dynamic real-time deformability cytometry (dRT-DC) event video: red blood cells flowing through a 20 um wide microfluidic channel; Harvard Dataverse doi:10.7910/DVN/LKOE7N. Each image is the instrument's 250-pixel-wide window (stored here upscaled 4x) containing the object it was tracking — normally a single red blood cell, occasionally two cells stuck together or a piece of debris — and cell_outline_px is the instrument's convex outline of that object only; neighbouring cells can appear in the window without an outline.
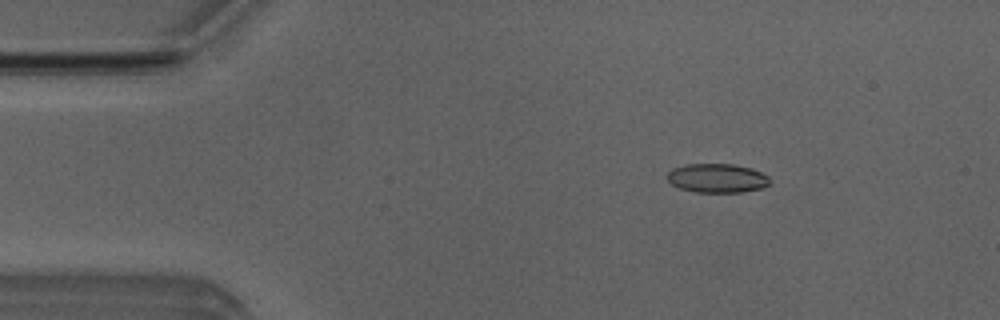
{"species": "Egyptian fruit bat (a non-hibernating species)", "species_latin": "Rousettus aegyptiacus", "temperature_condition": "room temperature", "stored_images_in_passage": 52, "camera_frame_rate_fps": 3000, "um_per_image_px": 0.085, "animal": {"sex": "male"}, "frame": {"image": 1, "passage_image": 8, "time_ms": 2.333, "image_size_px": [1000, 320], "cell_outline_px": [[768, 184], [764, 188], [740, 192], [696, 192], [680, 188], [672, 184], [664, 176], [672, 168], [684, 164], [732, 164], [752, 168], [768, 176]], "centroid_in_image_um": [60.91, 15.13], "position_along_channel_um": 24.1, "area_um2": 17.4}}
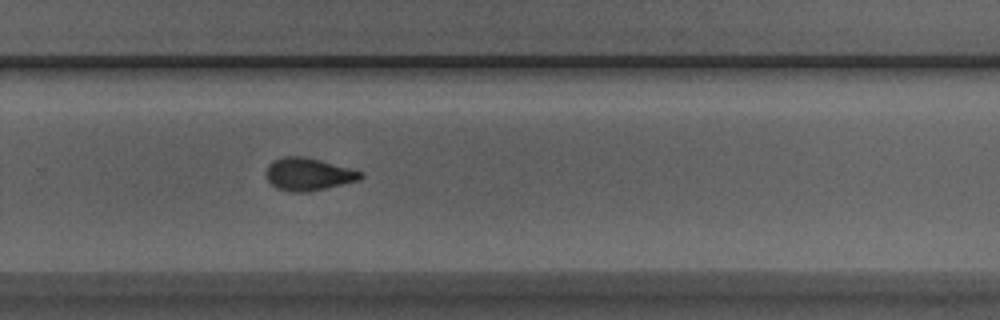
{"frame": {"image": 2, "passage_image": 34, "time_ms": 11.0, "image_size_px": [1000, 320], "cell_outline_px": [[364, 176], [360, 180], [308, 192], [292, 192], [276, 188], [264, 176], [264, 172], [268, 164], [272, 160], [280, 156], [304, 156], [320, 160], [364, 172]], "centroid_in_image_um": [26.17, 14.8], "position_along_channel_um": 303.6, "area_um2": 18.21}}
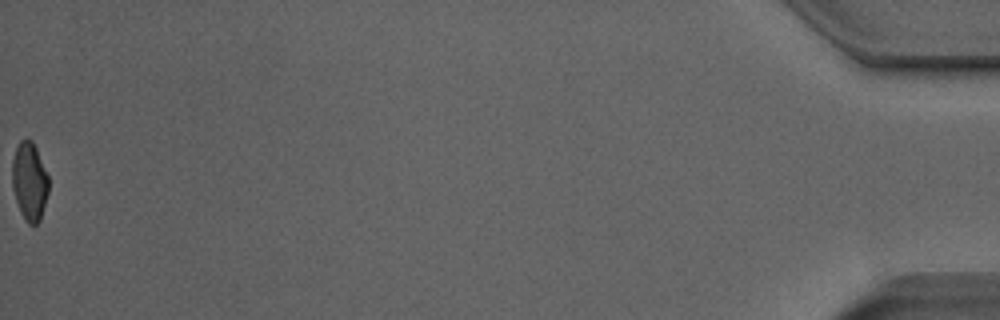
{"frame": {"image": 3, "passage_image": 52, "time_ms": 17.0, "image_size_px": [1000, 320], "cell_outline_px": [[48, 192], [40, 220], [36, 224], [28, 224], [24, 220], [20, 212], [12, 188], [12, 160], [16, 148], [20, 140], [32, 140], [36, 148], [48, 176]], "centroid_in_image_um": [2.49, 15.44], "position_along_channel_um": 432.7, "area_um2": 16.53}, "authors_computed_cell_mechanics": {"area_um2": 17.6579, "velocity_mm_per_s": 3.9871, "shape_relaxation_time_tau1_ms": 5.6384, "shape_relaxation_time_tau2_ms": 1.8126, "deformation_change_tau1": 0.1851, "deformation_change_tau2": 0.0858}}